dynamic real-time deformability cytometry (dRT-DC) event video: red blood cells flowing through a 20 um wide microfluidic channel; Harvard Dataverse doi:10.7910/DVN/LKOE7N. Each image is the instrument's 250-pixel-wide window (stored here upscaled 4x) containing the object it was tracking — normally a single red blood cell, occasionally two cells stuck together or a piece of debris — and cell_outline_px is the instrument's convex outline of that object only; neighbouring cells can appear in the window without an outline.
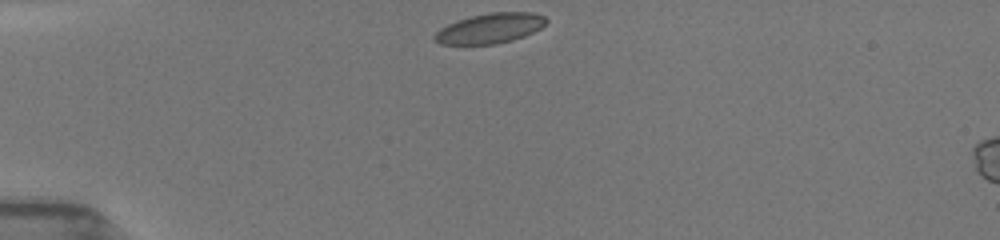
{"species": "common noctule bat (a hibernating species)", "species_latin": "Nyctalus noctula", "temperature_condition": "room temperature", "stored_images_in_passage": 40, "camera_frame_rate_fps": 3000, "um_per_image_px": 0.085, "animal": {"sex": "female", "body_mass_g": 19.5, "forearm_length_mm": 54.1}, "frame": {"image": 1, "passage_image": 1, "time_ms": 0.0, "image_size_px": [1000, 240], "cell_outline_px": [[548, 20], [540, 28], [524, 36], [512, 40], [496, 44], [440, 44], [432, 36], [440, 28], [456, 20], [488, 12], [532, 12], [544, 16]], "centroid_in_image_um": [41.64, 2.4], "position_along_channel_um": 43.4, "area_um2": 19.48}}
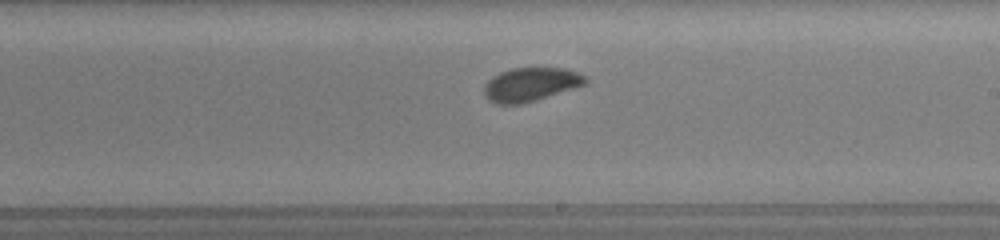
{"frame": {"image": 2, "passage_image": 19, "time_ms": 6.0, "image_size_px": [1000, 240], "cell_outline_px": [[588, 84], [536, 100], [520, 104], [496, 104], [488, 100], [484, 96], [484, 84], [492, 76], [500, 72], [512, 68], [564, 68], [588, 76]], "centroid_in_image_um": [45.11, 7.18], "position_along_channel_um": 243.9, "area_um2": 20.11}}
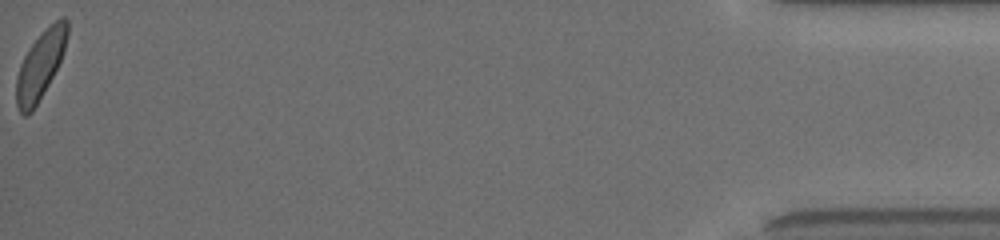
{"frame": {"image": 3, "passage_image": 40, "time_ms": 13.0, "image_size_px": [1000, 240], "cell_outline_px": [[68, 32], [64, 48], [60, 60], [48, 84], [32, 112], [28, 116], [24, 116], [20, 112], [16, 104], [16, 76], [20, 64], [24, 56], [32, 44], [60, 16], [64, 16], [68, 20]], "centroid_in_image_um": [3.41, 5.57], "position_along_channel_um": 431.8, "area_um2": 19.65}, "authors_computed_cell_mechanics": {"area_um2": 20.0566, "velocity_mm_per_s": 3.9355, "shape_relaxation_time_tau1_ms": 1.8915, "shape_relaxation_time_tau2_ms": null, "deformation_change_tau1": 0.0827, "deformation_change_tau2": null}}